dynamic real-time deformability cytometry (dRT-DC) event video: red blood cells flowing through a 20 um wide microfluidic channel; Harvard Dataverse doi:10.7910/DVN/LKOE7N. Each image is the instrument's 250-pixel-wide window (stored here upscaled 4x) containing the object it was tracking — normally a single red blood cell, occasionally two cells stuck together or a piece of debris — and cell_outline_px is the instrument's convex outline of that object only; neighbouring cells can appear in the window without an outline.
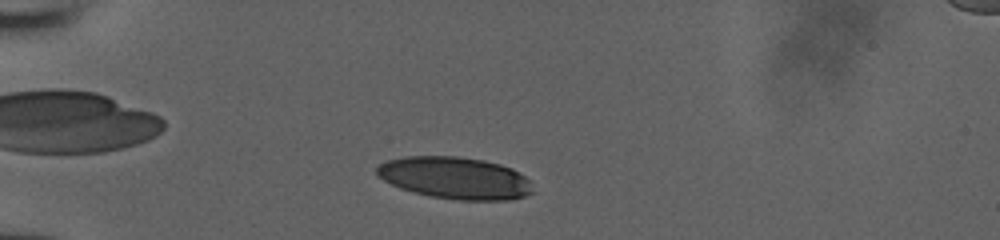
{"species": "human", "species_latin": "Homo sapiens", "temperature_condition": "room temperature", "stored_images_in_passage": 36, "camera_frame_rate_fps": 3000, "um_per_image_px": 0.085, "donor": {"sex": "male"}, "frame": {"image": 1, "passage_image": 5, "time_ms": 1.333, "image_size_px": [1000, 240], "cell_outline_px": [[532, 192], [524, 196], [512, 200], [460, 200], [432, 196], [412, 192], [400, 188], [384, 180], [376, 172], [376, 168], [380, 164], [388, 160], [404, 156], [456, 156], [484, 160], [500, 164], [512, 168], [524, 176], [528, 180]], "centroid_in_image_um": [38.67, 15.12], "position_along_channel_um": 46.3, "area_um2": 37.97}}
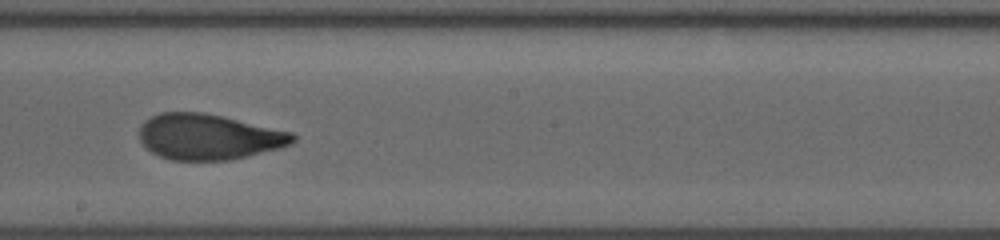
{"frame": {"image": 2, "passage_image": 21, "time_ms": 6.667, "image_size_px": [1000, 240], "cell_outline_px": [[296, 140], [280, 148], [232, 160], [172, 160], [160, 156], [152, 152], [140, 140], [140, 124], [144, 120], [160, 112], [204, 112], [292, 132], [296, 136]], "centroid_in_image_um": [17.72, 11.63], "position_along_channel_um": 230.5, "area_um2": 40.69}}
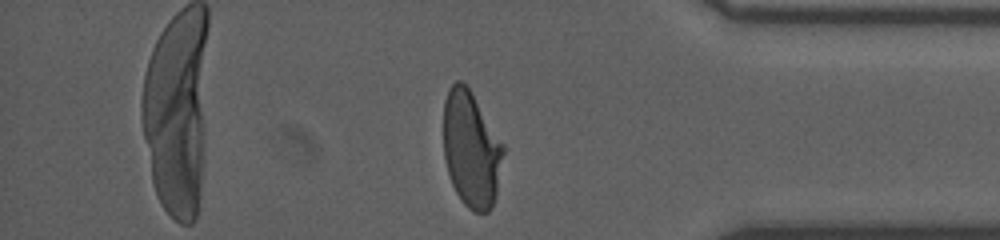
{"frame": {"image": 3, "passage_image": 34, "time_ms": 11.0, "image_size_px": [1000, 240], "cell_outline_px": [[504, 152], [496, 196], [492, 208], [488, 212], [476, 212], [468, 208], [464, 204], [456, 192], [452, 184], [444, 160], [444, 100], [448, 88], [456, 80], [460, 80], [472, 92], [504, 144]], "centroid_in_image_um": [40.06, 12.68], "position_along_channel_um": 395.1, "area_um2": 40.63}}